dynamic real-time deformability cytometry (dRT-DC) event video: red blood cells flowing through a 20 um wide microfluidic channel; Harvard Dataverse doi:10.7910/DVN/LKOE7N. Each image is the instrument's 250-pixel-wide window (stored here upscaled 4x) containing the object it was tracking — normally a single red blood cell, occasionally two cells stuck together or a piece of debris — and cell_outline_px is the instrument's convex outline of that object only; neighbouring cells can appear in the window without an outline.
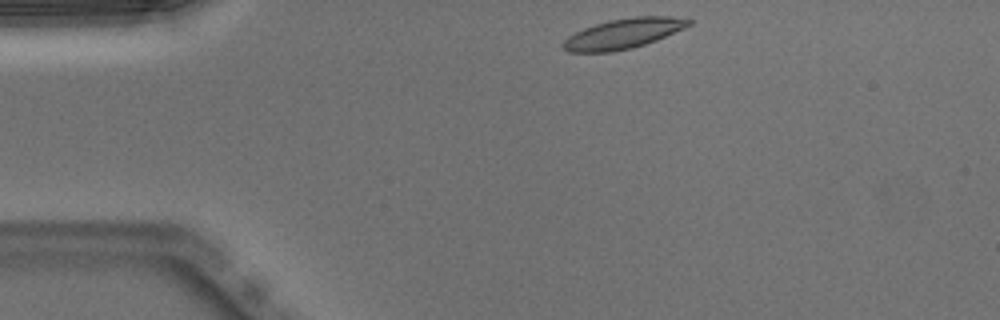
{"species": "Egyptian fruit bat (a non-hibernating species)", "species_latin": "Rousettus aegyptiacus", "temperature_condition": "warm", "stored_images_in_passage": 42, "camera_frame_rate_fps": 3000, "um_per_image_px": 0.085, "animal": {"sex": "male"}, "frame": {"image": 1, "passage_image": 1, "time_ms": 0.0, "image_size_px": [1000, 320], "cell_outline_px": [[692, 24], [684, 28], [656, 40], [632, 48], [612, 52], [568, 52], [560, 44], [568, 36], [584, 28], [608, 20], [636, 16], [668, 16], [692, 20]], "centroid_in_image_um": [52.96, 2.86], "position_along_channel_um": 32.0, "area_um2": 21.91}}
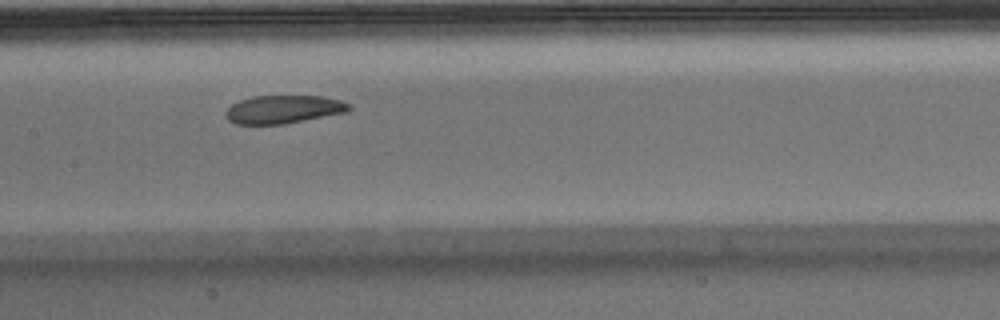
{"frame": {"image": 2, "passage_image": 16, "time_ms": 5.0, "image_size_px": [1000, 320], "cell_outline_px": [[352, 108], [348, 112], [284, 124], [236, 124], [228, 120], [224, 112], [232, 104], [240, 100], [252, 96], [320, 96], [340, 100], [352, 104]], "centroid_in_image_um": [24.12, 9.29], "position_along_channel_um": 183.3, "area_um2": 20.35}}
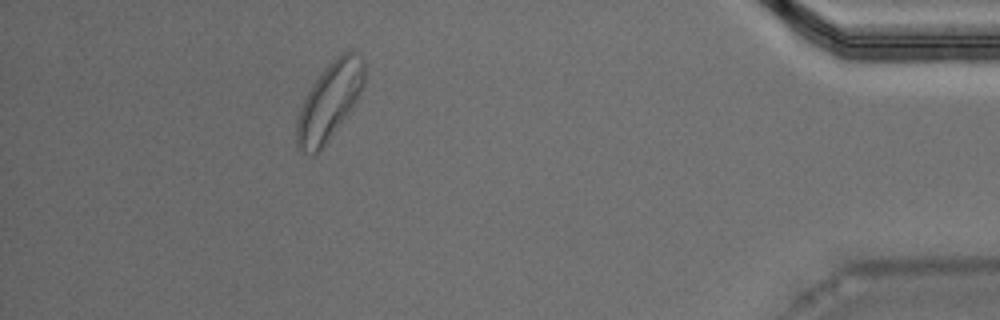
{"frame": {"image": 3, "passage_image": 37, "time_ms": 12.0, "image_size_px": [1000, 320], "cell_outline_px": [[364, 84], [352, 108], [324, 144], [312, 156], [300, 152], [296, 144], [296, 120], [300, 108], [312, 84], [324, 68], [340, 52], [356, 52], [364, 60]], "centroid_in_image_um": [27.98, 8.6], "position_along_channel_um": 407.2, "area_um2": 30.06}, "authors_computed_cell_mechanics": {"area_um2": 22.1374, "velocity_mm_per_s": 3.9415, "shape_relaxation_time_tau1_ms": 4.8365, "shape_relaxation_time_tau2_ms": 2.5568, "deformation_change_tau1": 0.1321, "deformation_change_tau2": 0.0846}}